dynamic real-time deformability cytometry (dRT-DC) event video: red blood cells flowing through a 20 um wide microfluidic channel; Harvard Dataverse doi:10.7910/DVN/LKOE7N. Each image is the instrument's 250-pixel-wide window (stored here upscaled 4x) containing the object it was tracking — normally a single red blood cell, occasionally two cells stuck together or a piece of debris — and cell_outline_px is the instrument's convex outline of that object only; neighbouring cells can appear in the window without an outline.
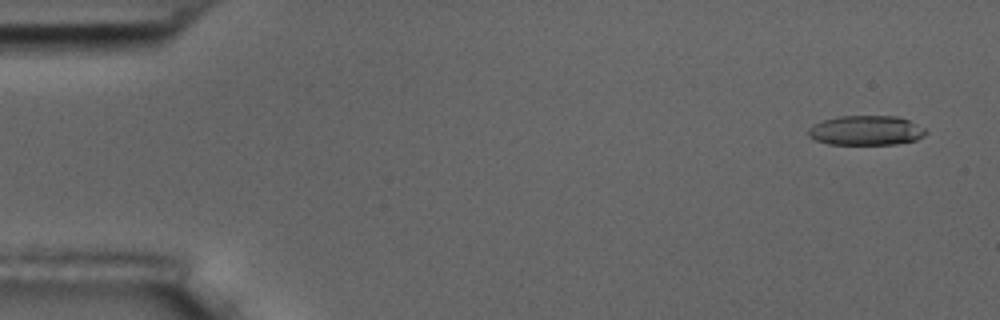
{"species": "common noctule bat (a hibernating species)", "species_latin": "Nyctalus noctula", "temperature_condition": "room temperature", "stored_images_in_passage": 5, "camera_frame_rate_fps": 3000, "um_per_image_px": 0.085, "animal": {"sex": "male", "body_mass_g": 17.5, "forearm_length_mm": 52.3}, "frame": {"image": 1, "passage_image": 1, "time_ms": 0.0, "image_size_px": [1000, 320], "cell_outline_px": [[928, 132], [924, 136], [916, 140], [896, 144], [828, 144], [816, 140], [808, 136], [808, 128], [812, 124], [820, 120], [836, 116], [896, 116], [908, 120], [924, 128]], "centroid_in_image_um": [73.57, 11.08], "position_along_channel_um": 11.4, "area_um2": 20.46}}
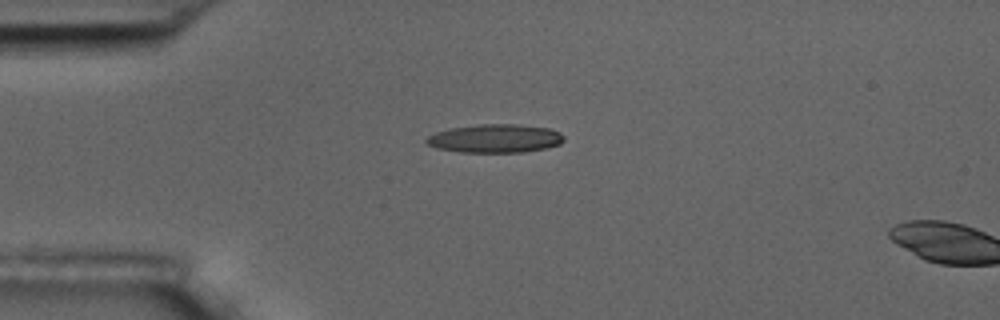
{"frame": {"image": 2, "passage_image": 4, "time_ms": 3.667, "image_size_px": [1000, 320], "cell_outline_px": [[564, 140], [560, 144], [544, 148], [524, 152], [460, 152], [436, 148], [428, 144], [424, 140], [428, 136], [436, 132], [448, 128], [480, 124], [516, 124], [552, 128], [560, 132], [564, 136]], "centroid_in_image_um": [42.09, 11.76], "position_along_channel_um": 42.9, "area_um2": 22.95}}